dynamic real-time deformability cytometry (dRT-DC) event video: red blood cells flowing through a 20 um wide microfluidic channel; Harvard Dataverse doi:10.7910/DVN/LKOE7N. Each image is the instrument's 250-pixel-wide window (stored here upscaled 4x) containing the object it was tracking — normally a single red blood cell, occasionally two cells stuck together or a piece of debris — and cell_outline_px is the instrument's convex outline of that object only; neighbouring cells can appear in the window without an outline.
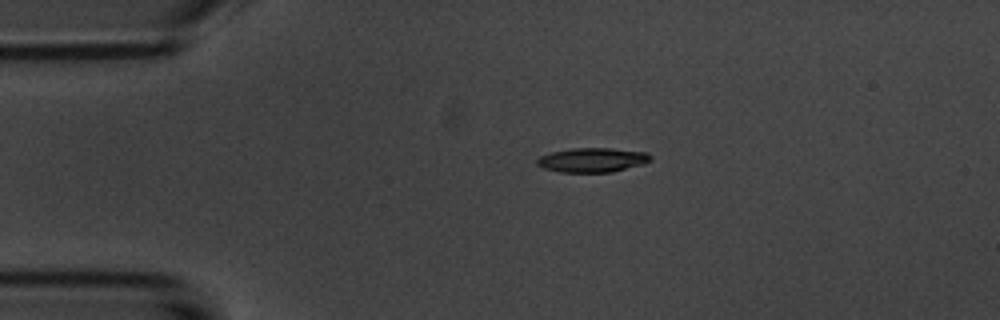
{"species": "common noctule bat (a hibernating species)", "species_latin": "Nyctalus noctula", "temperature_condition": "room temperature", "stored_images_in_passage": 5, "camera_frame_rate_fps": 3000, "um_per_image_px": 0.085, "animal": {"sex": "male", "body_mass_g": 20.1, "forearm_length_mm": 53.5}, "frame": {"image": 1, "passage_image": 4, "time_ms": 3.667, "image_size_px": [1000, 320], "cell_outline_px": [[652, 160], [644, 164], [612, 172], [560, 172], [544, 168], [536, 164], [536, 160], [540, 156], [552, 152], [572, 148], [608, 148], [648, 152], [652, 156]], "centroid_in_image_um": [50.38, 13.6], "position_along_channel_um": 34.6, "area_um2": 16.18}}